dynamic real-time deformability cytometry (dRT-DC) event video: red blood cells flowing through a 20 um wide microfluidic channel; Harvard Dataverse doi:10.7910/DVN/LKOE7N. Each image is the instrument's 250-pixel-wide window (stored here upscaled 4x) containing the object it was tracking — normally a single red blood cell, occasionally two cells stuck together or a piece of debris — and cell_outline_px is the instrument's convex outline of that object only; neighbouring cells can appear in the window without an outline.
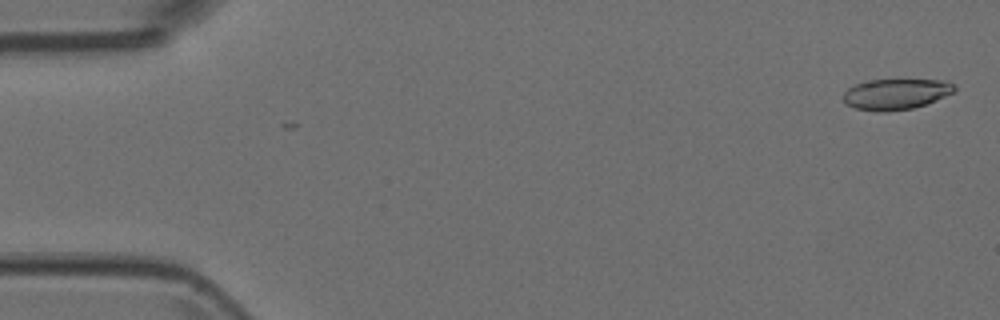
{"species": "Egyptian fruit bat (a non-hibernating species)", "species_latin": "Rousettus aegyptiacus", "temperature_condition": "room temperature", "stored_images_in_passage": 5, "camera_frame_rate_fps": 3000, "um_per_image_px": 0.085, "animal": {"sex": "female"}, "frame": {"image": 1, "passage_image": 1, "time_ms": 0.0, "image_size_px": [1000, 320], "cell_outline_px": [[956, 92], [924, 104], [912, 108], [888, 112], [876, 112], [856, 108], [844, 104], [844, 92], [848, 88], [856, 84], [872, 80], [948, 80], [956, 84]], "centroid_in_image_um": [76.18, 8.0], "position_along_channel_um": 8.8, "area_um2": 20.0}}
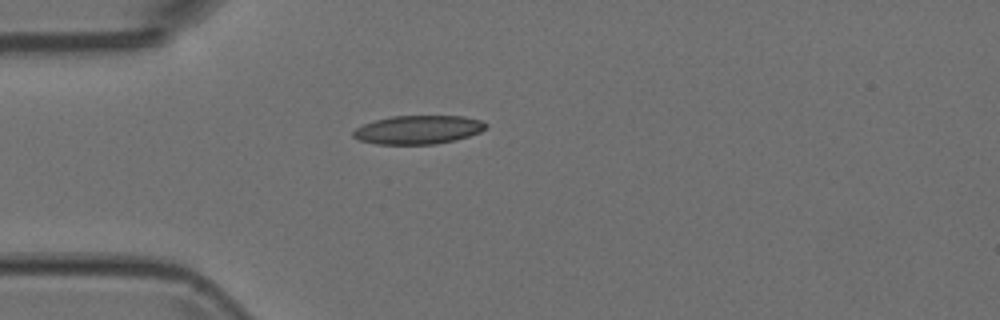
{"frame": {"image": 2, "passage_image": 5, "time_ms": 1.333, "image_size_px": [1000, 320], "cell_outline_px": [[488, 128], [480, 132], [456, 140], [436, 144], [376, 144], [360, 140], [352, 136], [352, 132], [356, 128], [364, 124], [376, 120], [392, 116], [464, 116], [480, 120], [488, 124]], "centroid_in_image_um": [35.57, 11.03], "position_along_channel_um": 49.4, "area_um2": 22.14}}